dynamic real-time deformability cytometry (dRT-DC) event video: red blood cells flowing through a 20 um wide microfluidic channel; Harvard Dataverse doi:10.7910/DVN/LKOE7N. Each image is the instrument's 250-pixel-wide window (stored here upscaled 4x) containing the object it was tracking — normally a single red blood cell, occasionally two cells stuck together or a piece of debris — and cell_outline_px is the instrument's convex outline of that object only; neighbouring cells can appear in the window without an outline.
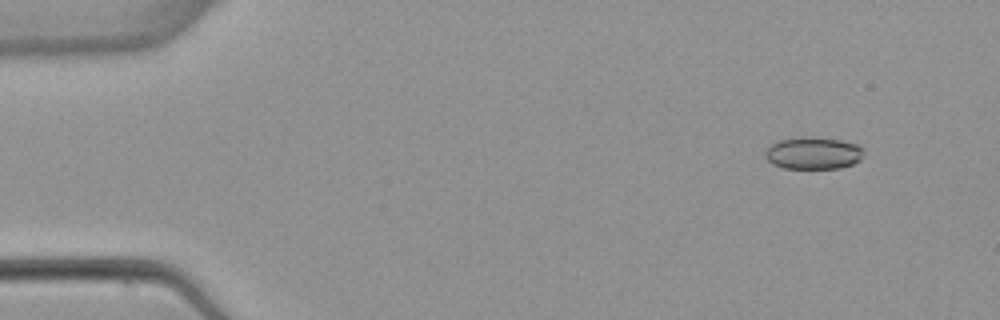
{"species": "common noctule bat (a hibernating species)", "species_latin": "Nyctalus noctula", "temperature_condition": "warm", "stored_images_in_passage": 4, "camera_frame_rate_fps": 3000, "um_per_image_px": 0.085, "animal": {"sex": "female", "body_mass_g": 22.7, "forearm_length_mm": 54.2}, "frame": {"image": 1, "passage_image": 1, "time_ms": 0.0, "image_size_px": [1000, 320], "cell_outline_px": [[864, 152], [860, 160], [852, 164], [840, 168], [784, 168], [772, 164], [764, 156], [764, 152], [772, 144], [780, 140], [840, 140], [856, 144], [864, 148]], "centroid_in_image_um": [69.15, 13.08], "position_along_channel_um": 15.8, "area_um2": 17.57}}
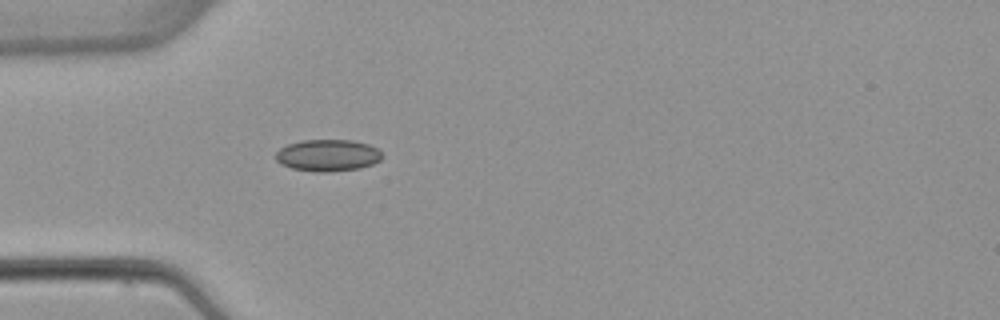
{"frame": {"image": 2, "passage_image": 4, "time_ms": 3.667, "image_size_px": [1000, 320], "cell_outline_px": [[384, 156], [380, 160], [372, 164], [360, 168], [328, 172], [312, 172], [292, 168], [280, 164], [276, 160], [276, 152], [280, 148], [288, 144], [304, 140], [352, 140], [368, 144], [376, 148]], "centroid_in_image_um": [27.85, 13.21], "position_along_channel_um": 57.1, "area_um2": 19.77}}